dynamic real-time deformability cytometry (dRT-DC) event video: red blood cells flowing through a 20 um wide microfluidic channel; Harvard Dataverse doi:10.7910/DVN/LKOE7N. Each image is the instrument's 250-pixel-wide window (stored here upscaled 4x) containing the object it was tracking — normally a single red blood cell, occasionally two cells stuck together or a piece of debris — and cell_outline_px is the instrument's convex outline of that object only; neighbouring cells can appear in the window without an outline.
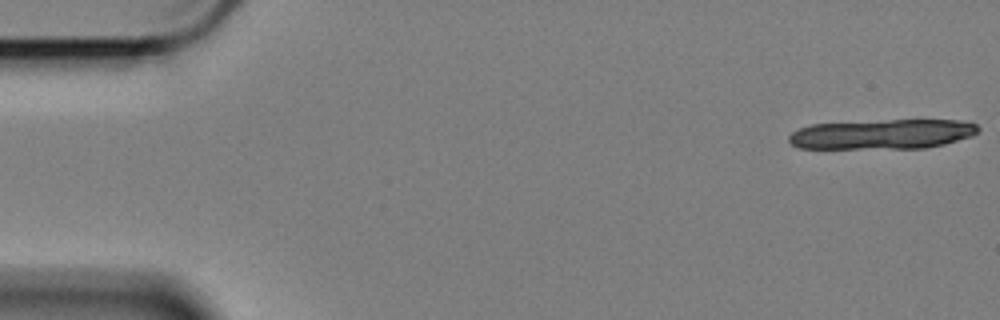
{"species": "Egyptian fruit bat (a non-hibernating species)", "species_latin": "Rousettus aegyptiacus", "temperature_condition": "cold", "stored_images_in_passage": 18, "camera_frame_rate_fps": 3000, "um_per_image_px": 0.085, "animal": {"sex": "female"}, "frame": {"image": 1, "passage_image": 1, "time_ms": 0.0, "image_size_px": [1000, 320], "cell_outline_px": [[980, 132], [972, 136], [944, 144], [924, 148], [800, 148], [792, 144], [788, 140], [788, 136], [792, 132], [800, 128], [812, 124], [888, 120], [960, 120], [976, 124], [980, 128]], "centroid_in_image_um": [75.03, 11.4], "position_along_channel_um": 10.0, "area_um2": 32.83}}